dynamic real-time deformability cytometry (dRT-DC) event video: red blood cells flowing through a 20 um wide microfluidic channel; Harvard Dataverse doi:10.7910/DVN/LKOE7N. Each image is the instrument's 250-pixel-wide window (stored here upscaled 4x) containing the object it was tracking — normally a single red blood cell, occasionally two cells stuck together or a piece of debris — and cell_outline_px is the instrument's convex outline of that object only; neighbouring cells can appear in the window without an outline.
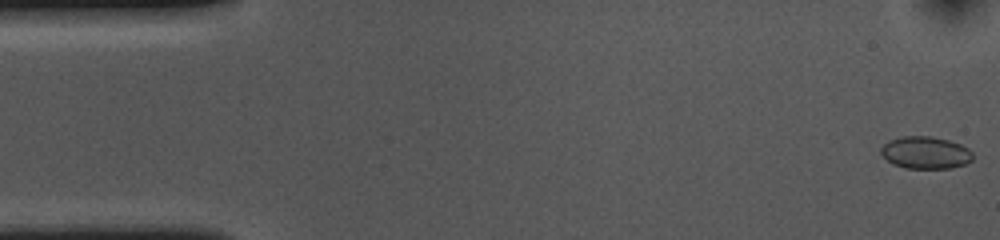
{"species": "common noctule bat (a hibernating species)", "species_latin": "Nyctalus noctula", "temperature_condition": "cold", "stored_images_in_passage": 54, "camera_frame_rate_fps": 3000, "um_per_image_px": 0.085, "animal": {"sex": "female", "body_mass_g": 10.0, "forearm_length_mm": 53.1}, "frame": {"image": 1, "passage_image": 1, "time_ms": 0.0, "image_size_px": [1000, 240], "cell_outline_px": [[972, 160], [964, 164], [952, 168], [904, 168], [892, 164], [880, 152], [880, 148], [888, 140], [904, 136], [932, 136], [948, 140], [960, 144], [968, 148], [972, 152]], "centroid_in_image_um": [78.66, 12.97], "position_along_channel_um": 6.3, "area_um2": 17.28}}
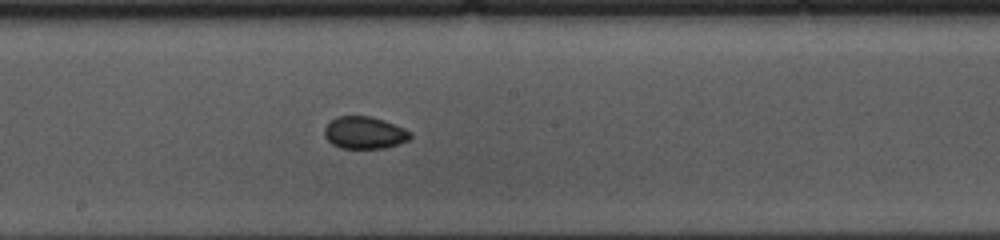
{"frame": {"image": 2, "passage_image": 28, "time_ms": 9.0, "image_size_px": [1000, 240], "cell_outline_px": [[412, 136], [408, 140], [384, 148], [340, 148], [332, 144], [324, 136], [324, 128], [336, 116], [368, 116], [384, 120], [404, 128], [412, 132]], "centroid_in_image_um": [30.97, 11.28], "position_along_channel_um": 217.2, "area_um2": 16.07}}
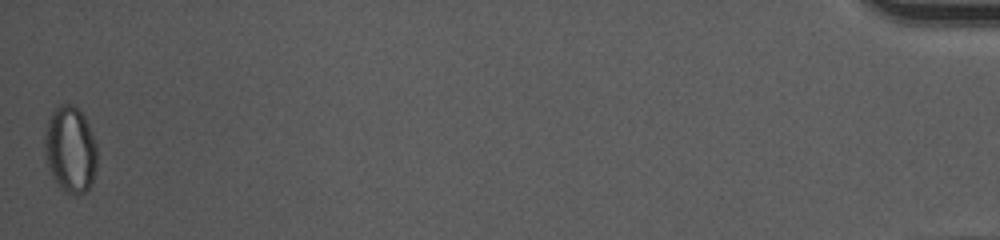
{"frame": {"image": 3, "passage_image": 54, "time_ms": 17.667, "image_size_px": [1000, 240], "cell_outline_px": [[96, 168], [92, 184], [84, 192], [76, 196], [72, 196], [52, 176], [44, 152], [44, 140], [48, 120], [52, 112], [60, 104], [72, 104], [84, 116], [88, 124], [96, 144]], "centroid_in_image_um": [5.99, 12.7], "position_along_channel_um": 429.2, "area_um2": 26.07}, "authors_computed_cell_mechanics": {"area_um2": 16.9065, "velocity_mm_per_s": 3.6196, "shape_relaxation_time_tau1_ms": null, "shape_relaxation_time_tau2_ms": 2.1702, "deformation_change_tau1": null, "deformation_change_tau2": 0.0404}}